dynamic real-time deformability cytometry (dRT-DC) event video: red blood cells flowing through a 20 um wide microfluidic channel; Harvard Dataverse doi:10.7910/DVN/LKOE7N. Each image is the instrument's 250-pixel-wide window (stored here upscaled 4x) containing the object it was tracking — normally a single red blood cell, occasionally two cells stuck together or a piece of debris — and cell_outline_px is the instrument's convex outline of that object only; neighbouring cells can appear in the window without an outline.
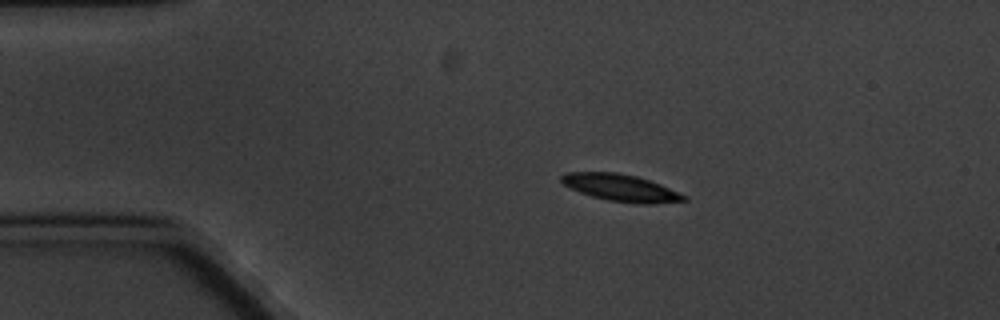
{"species": "common noctule bat (a hibernating species)", "species_latin": "Nyctalus noctula", "temperature_condition": "cold", "stored_images_in_passage": 5, "camera_frame_rate_fps": 3000, "um_per_image_px": 0.085, "animal": {"sex": "male", "body_mass_g": 20.1, "forearm_length_mm": 53.5}, "frame": {"image": 1, "passage_image": 3, "time_ms": 2.333, "image_size_px": [1000, 320], "cell_outline_px": [[688, 200], [656, 204], [636, 204], [608, 200], [592, 196], [568, 188], [560, 180], [560, 176], [564, 172], [616, 172], [636, 176], [660, 184], [688, 196]], "centroid_in_image_um": [52.77, 15.97], "position_along_channel_um": 32.2, "area_um2": 19.42}}
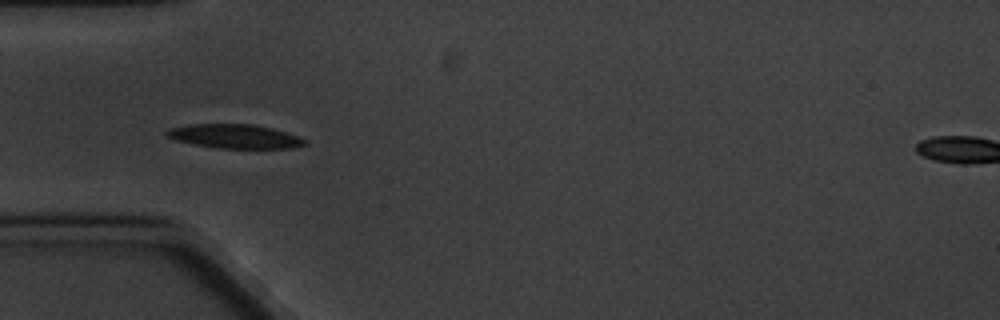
{"frame": {"image": 2, "passage_image": 5, "time_ms": 4.667, "image_size_px": [1000, 320], "cell_outline_px": [[308, 144], [292, 148], [216, 148], [192, 144], [176, 140], [168, 136], [164, 132], [168, 128], [188, 124], [252, 124], [272, 128], [300, 136], [308, 140]], "centroid_in_image_um": [19.98, 11.59], "position_along_channel_um": 65.0, "area_um2": 19.54}}